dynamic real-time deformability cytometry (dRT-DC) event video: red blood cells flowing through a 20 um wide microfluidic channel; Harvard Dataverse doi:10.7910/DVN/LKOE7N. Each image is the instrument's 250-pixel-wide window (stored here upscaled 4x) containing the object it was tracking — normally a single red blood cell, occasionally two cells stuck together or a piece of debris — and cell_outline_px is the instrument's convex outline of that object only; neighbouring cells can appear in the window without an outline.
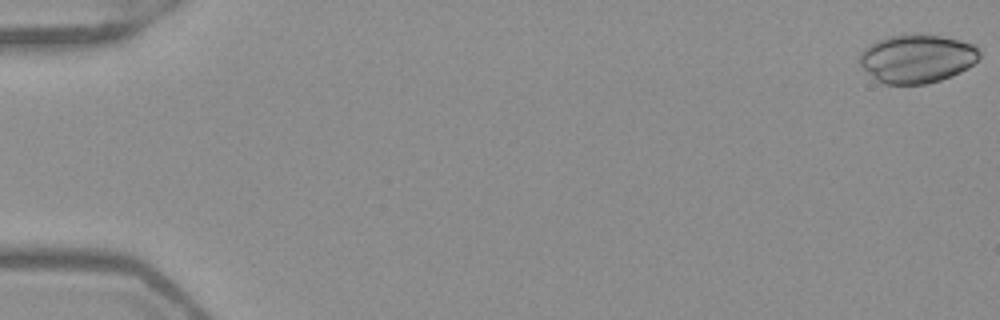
{"species": "Egyptian fruit bat (a non-hibernating species)", "species_latin": "Rousettus aegyptiacus", "temperature_condition": "warm", "stored_images_in_passage": 12, "camera_frame_rate_fps": 3000, "um_per_image_px": 0.085, "frame": {"image": 1, "passage_image": 1, "time_ms": 0.0, "image_size_px": [1000, 320], "cell_outline_px": [[980, 56], [968, 68], [952, 76], [928, 84], [884, 84], [876, 80], [856, 60], [860, 52], [868, 44], [876, 40], [888, 36], [912, 32], [940, 36], [960, 40], [976, 44], [980, 52]], "centroid_in_image_um": [77.92, 4.96], "position_along_channel_um": 7.1, "area_um2": 34.51}}